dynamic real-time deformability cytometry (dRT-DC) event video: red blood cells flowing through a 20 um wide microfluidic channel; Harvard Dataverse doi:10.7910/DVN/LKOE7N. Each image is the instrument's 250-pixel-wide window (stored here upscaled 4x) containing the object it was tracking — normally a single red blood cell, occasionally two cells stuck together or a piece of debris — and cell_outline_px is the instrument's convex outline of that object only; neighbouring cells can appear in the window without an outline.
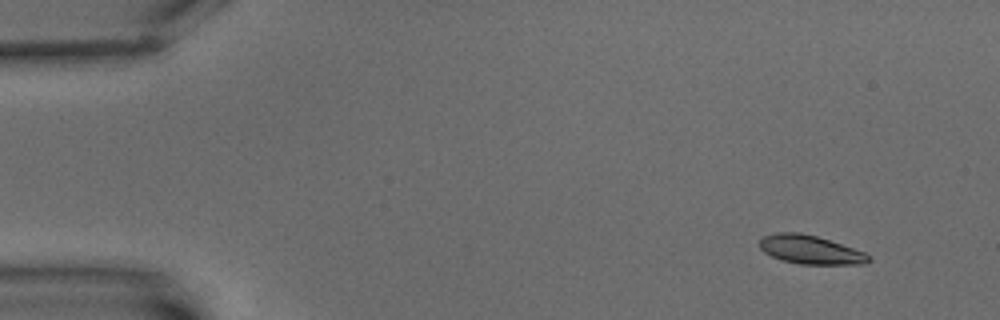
{"species": "common noctule bat (a hibernating species)", "species_latin": "Nyctalus noctula", "temperature_condition": "warm", "stored_images_in_passage": 5, "camera_frame_rate_fps": 3000, "um_per_image_px": 0.085, "animal": {"sex": "male", "body_mass_g": 15.6}, "frame": {"image": 1, "passage_image": 1, "time_ms": 0.0, "image_size_px": [1000, 320], "cell_outline_px": [[872, 260], [864, 264], [800, 264], [784, 260], [772, 256], [764, 252], [760, 248], [760, 240], [764, 236], [776, 232], [800, 232], [816, 236], [864, 252], [872, 256]], "centroid_in_image_um": [68.89, 21.22], "position_along_channel_um": 16.1, "area_um2": 18.03}}
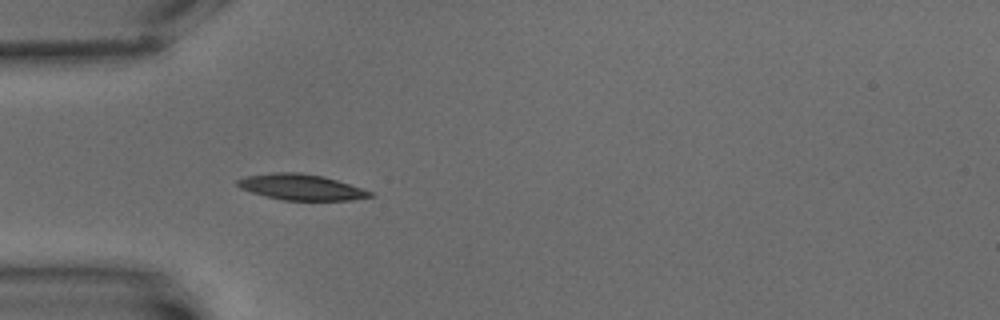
{"frame": {"image": 2, "passage_image": 5, "time_ms": 4.667, "image_size_px": [1000, 320], "cell_outline_px": [[372, 196], [352, 200], [284, 200], [252, 192], [240, 188], [236, 184], [236, 180], [248, 176], [272, 172], [300, 172], [324, 176], [372, 192]], "centroid_in_image_um": [25.57, 15.89], "position_along_channel_um": 59.4, "area_um2": 19.65}}